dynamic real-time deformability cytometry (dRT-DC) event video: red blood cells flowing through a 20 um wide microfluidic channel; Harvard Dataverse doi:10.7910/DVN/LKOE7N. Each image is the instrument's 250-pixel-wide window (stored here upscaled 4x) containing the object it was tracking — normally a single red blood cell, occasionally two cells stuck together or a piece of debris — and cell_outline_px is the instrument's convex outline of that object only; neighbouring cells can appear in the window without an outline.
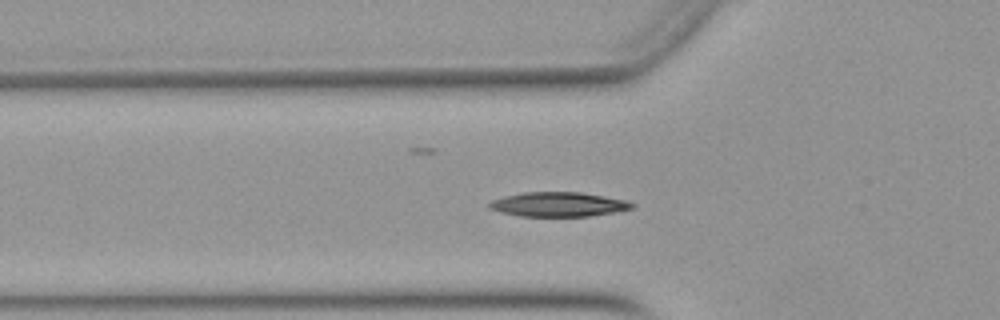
{"species": "Egyptian fruit bat (a non-hibernating species)", "species_latin": "Rousettus aegyptiacus", "temperature_condition": "warm", "stored_images_in_passage": 36, "camera_frame_rate_fps": 3000, "um_per_image_px": 0.085, "animal": {"sex": "female"}, "frame": {"image": 1, "passage_image": 3, "time_ms": 0.667, "image_size_px": [1000, 320], "cell_outline_px": [[636, 204], [632, 208], [616, 212], [588, 216], [520, 216], [500, 212], [488, 208], [488, 204], [492, 200], [504, 196], [524, 192], [580, 192], [628, 200]], "centroid_in_image_um": [47.47, 17.37], "position_along_channel_um": 78.3, "area_um2": 20.4}}
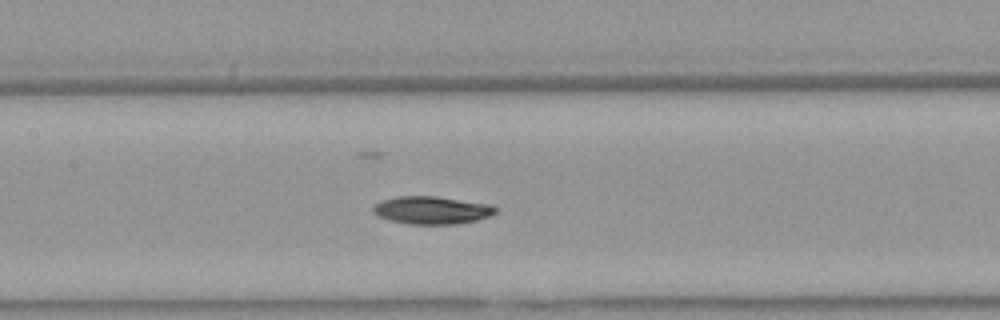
{"frame": {"image": 2, "passage_image": 10, "time_ms": 3.0, "image_size_px": [1000, 320], "cell_outline_px": [[500, 208], [496, 212], [488, 216], [476, 220], [460, 224], [408, 224], [388, 220], [376, 216], [372, 212], [372, 208], [376, 204], [384, 200], [396, 196], [436, 196], [492, 204]], "centroid_in_image_um": [36.72, 17.87], "position_along_channel_um": 170.7, "area_um2": 20.06}}
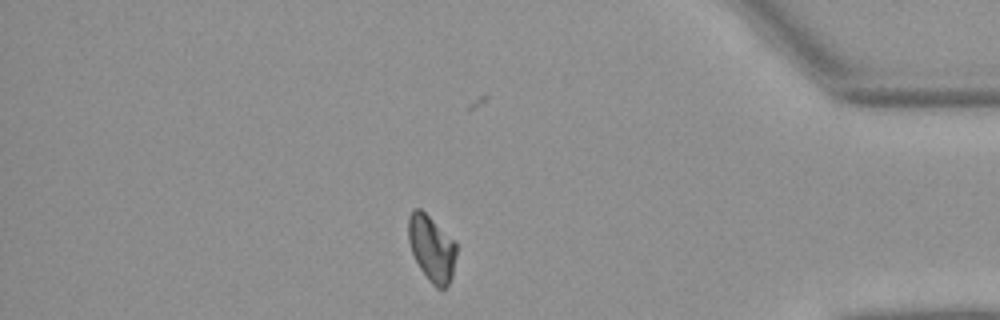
{"frame": {"image": 3, "passage_image": 30, "time_ms": 9.667, "image_size_px": [1000, 320], "cell_outline_px": [[456, 256], [452, 276], [448, 284], [444, 288], [436, 288], [428, 280], [420, 268], [412, 252], [408, 240], [408, 216], [416, 208], [420, 208], [456, 240]], "centroid_in_image_um": [36.7, 21.09], "position_along_channel_um": 398.5, "area_um2": 18.55}, "authors_computed_cell_mechanics": {"area_um2": 19.4497, "velocity_mm_per_s": 3.9366, "shape_relaxation_time_tau1_ms": 5.5371, "shape_relaxation_time_tau2_ms": null, "deformation_change_tau1": 0.1718, "deformation_change_tau2": null}}